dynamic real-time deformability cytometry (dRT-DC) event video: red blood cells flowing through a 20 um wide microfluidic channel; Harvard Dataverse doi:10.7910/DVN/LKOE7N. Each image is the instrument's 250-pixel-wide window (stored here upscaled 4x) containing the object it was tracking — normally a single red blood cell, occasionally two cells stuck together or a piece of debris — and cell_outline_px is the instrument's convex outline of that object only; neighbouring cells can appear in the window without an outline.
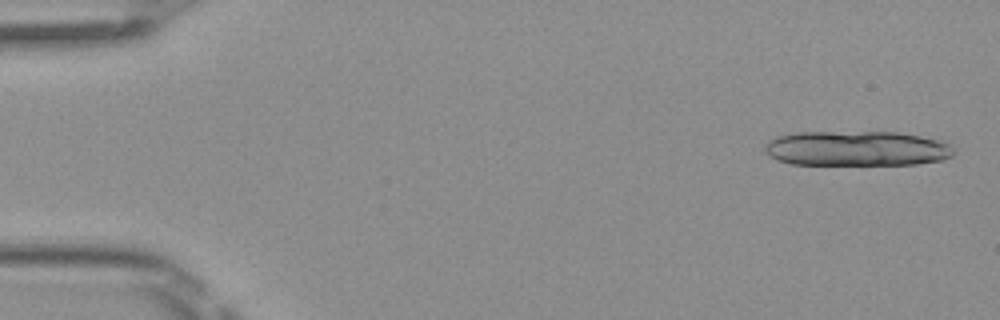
{"species": "Egyptian fruit bat (a non-hibernating species)", "species_latin": "Rousettus aegyptiacus", "temperature_condition": "room temperature", "stored_images_in_passage": 17, "camera_frame_rate_fps": 3000, "um_per_image_px": 0.085, "frame": {"image": 1, "passage_image": 2, "time_ms": 0.333, "image_size_px": [1000, 320], "cell_outline_px": [[956, 152], [952, 156], [944, 160], [916, 164], [792, 164], [776, 160], [764, 152], [764, 144], [768, 140], [776, 136], [800, 132], [896, 132], [920, 136], [936, 140], [948, 144]], "centroid_in_image_um": [72.78, 12.62], "position_along_channel_um": 12.2, "area_um2": 38.61}}